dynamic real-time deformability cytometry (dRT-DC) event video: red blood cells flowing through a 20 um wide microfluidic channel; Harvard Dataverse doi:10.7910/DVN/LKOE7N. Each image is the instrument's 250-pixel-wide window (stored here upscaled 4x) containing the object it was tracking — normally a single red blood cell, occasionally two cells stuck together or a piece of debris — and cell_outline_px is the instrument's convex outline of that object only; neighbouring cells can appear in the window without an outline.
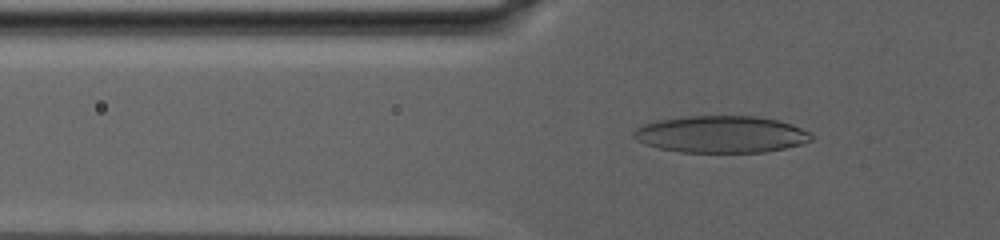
{"species": "human", "species_latin": "Homo sapiens", "temperature_condition": "warm", "stored_images_in_passage": 90, "camera_frame_rate_fps": 3000, "um_per_image_px": 0.085, "donor": {"sex": "male"}, "frame": {"image": 1, "passage_image": 35, "time_ms": 11.333, "image_size_px": [1000, 240], "cell_outline_px": [[816, 136], [812, 140], [800, 144], [784, 148], [764, 152], [680, 152], [660, 148], [644, 144], [636, 140], [632, 136], [632, 132], [640, 124], [656, 120], [684, 116], [756, 116], [780, 120], [792, 124], [812, 132]], "centroid_in_image_um": [61.29, 11.4], "position_along_channel_um": 64.5, "area_um2": 38.73}}
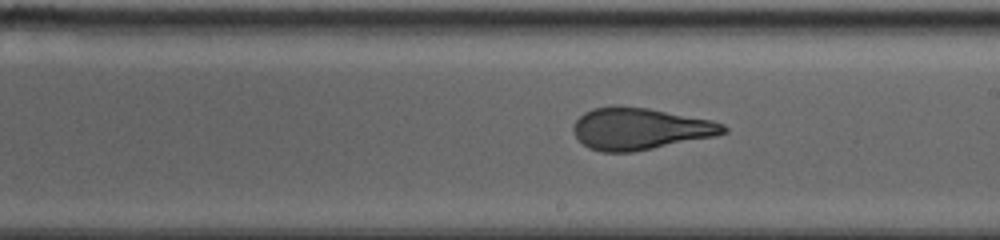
{"frame": {"image": 2, "passage_image": 57, "time_ms": 18.667, "image_size_px": [1000, 240], "cell_outline_px": [[728, 132], [716, 136], [632, 152], [600, 152], [588, 148], [576, 136], [572, 128], [576, 120], [584, 112], [592, 108], [616, 104], [648, 108], [712, 120], [724, 124], [728, 128]], "centroid_in_image_um": [54.4, 10.93], "position_along_channel_um": 234.6, "area_um2": 36.82}}
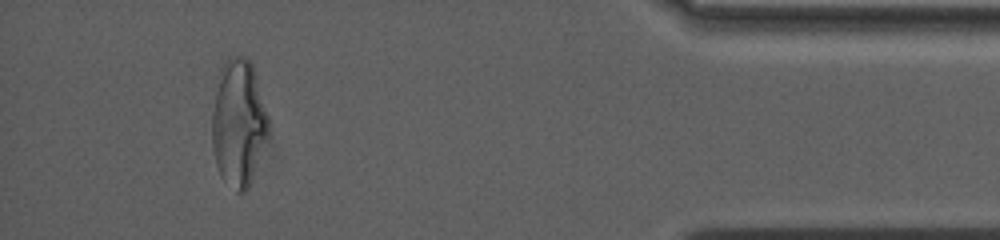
{"frame": {"image": 3, "passage_image": 84, "time_ms": 27.667, "image_size_px": [1000, 240], "cell_outline_px": [[268, 132], [248, 188], [244, 192], [236, 192], [220, 176], [216, 164], [212, 148], [212, 112], [220, 68], [224, 60], [228, 56], [248, 56], [252, 64], [268, 116]], "centroid_in_image_um": [20.24, 10.41], "position_along_channel_um": 415.0, "area_um2": 41.44}, "authors_computed_cell_mechanics": {"area_um2": 38.7838, "velocity_mm_per_s": 2.481, "shape_relaxation_time_tau1_ms": null, "shape_relaxation_time_tau2_ms": 1.7903, "deformation_change_tau1": null, "deformation_change_tau2": 0.1004}}